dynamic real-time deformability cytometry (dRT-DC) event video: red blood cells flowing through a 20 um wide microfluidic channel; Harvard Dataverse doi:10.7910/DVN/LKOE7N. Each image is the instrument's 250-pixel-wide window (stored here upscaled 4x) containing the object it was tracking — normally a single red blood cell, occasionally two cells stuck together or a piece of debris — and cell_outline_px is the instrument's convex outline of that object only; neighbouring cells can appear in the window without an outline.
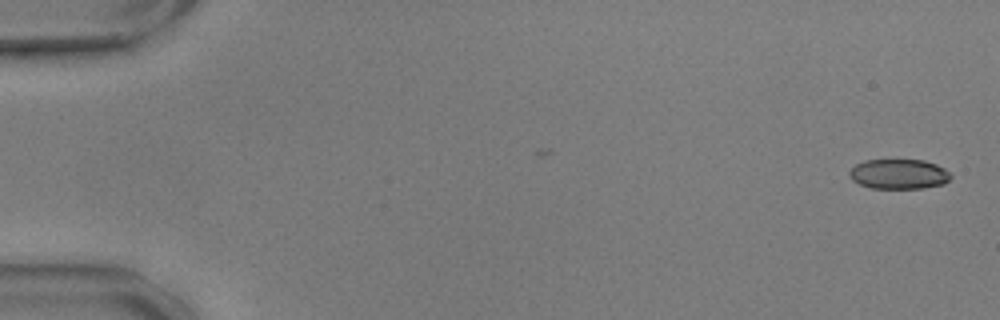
{"species": "common noctule bat (a hibernating species)", "species_latin": "Nyctalus noctula", "temperature_condition": "warm", "stored_images_in_passage": 15, "camera_frame_rate_fps": 3000, "um_per_image_px": 0.085, "animal": {"sex": "male", "body_mass_g": 17.9, "forearm_length_mm": 54.2}, "frame": {"image": 1, "passage_image": 1, "time_ms": 0.0, "image_size_px": [1000, 320], "cell_outline_px": [[952, 176], [944, 184], [920, 188], [872, 188], [860, 184], [852, 180], [848, 176], [848, 172], [856, 164], [864, 160], [924, 160], [936, 164], [944, 168]], "centroid_in_image_um": [76.38, 14.79], "position_along_channel_um": 8.6, "area_um2": 17.63}}
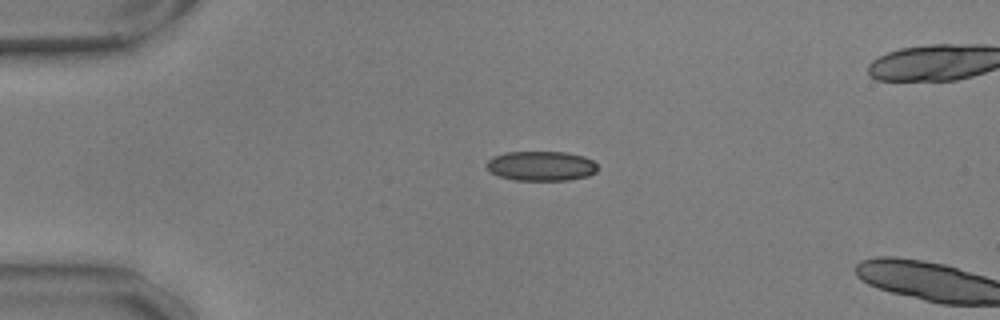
{"frame": {"image": 2, "passage_image": 13, "time_ms": 4.0, "image_size_px": [1000, 320], "cell_outline_px": [[596, 172], [588, 176], [568, 180], [516, 180], [500, 176], [492, 172], [484, 164], [492, 156], [504, 152], [568, 152], [584, 156], [592, 160], [596, 164]], "centroid_in_image_um": [45.99, 14.09], "position_along_channel_um": 39.0, "area_um2": 19.25}}